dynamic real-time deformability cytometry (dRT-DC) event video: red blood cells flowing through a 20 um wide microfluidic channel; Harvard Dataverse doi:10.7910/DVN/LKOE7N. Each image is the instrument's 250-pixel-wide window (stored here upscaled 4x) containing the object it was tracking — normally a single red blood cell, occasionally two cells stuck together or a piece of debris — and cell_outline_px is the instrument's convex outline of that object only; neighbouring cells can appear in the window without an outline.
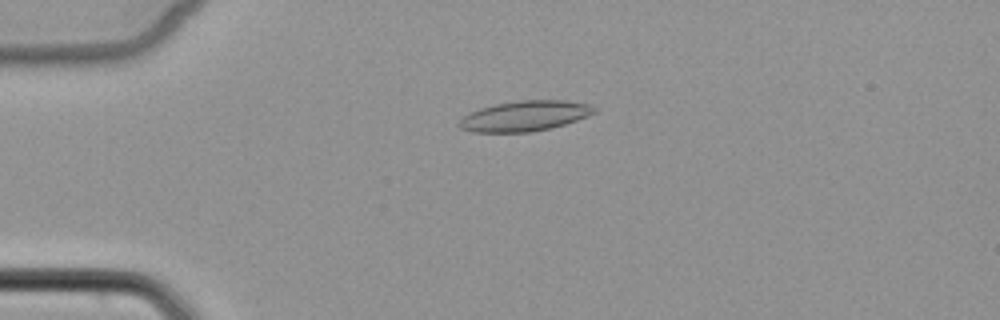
{"species": "common noctule bat (a hibernating species)", "species_latin": "Nyctalus noctula", "temperature_condition": "cold", "stored_images_in_passage": 4, "camera_frame_rate_fps": 3000, "um_per_image_px": 0.085, "animal": {"sex": "female", "body_mass_g": 22.7, "forearm_length_mm": 54.2}, "frame": {"image": 1, "passage_image": 4, "time_ms": 3.667, "image_size_px": [1000, 320], "cell_outline_px": [[596, 112], [588, 116], [552, 128], [532, 132], [472, 132], [460, 128], [460, 120], [464, 116], [480, 108], [496, 104], [520, 100], [564, 100], [588, 104], [596, 108]], "centroid_in_image_um": [44.63, 9.86], "position_along_channel_um": 40.4, "area_um2": 23.7}}